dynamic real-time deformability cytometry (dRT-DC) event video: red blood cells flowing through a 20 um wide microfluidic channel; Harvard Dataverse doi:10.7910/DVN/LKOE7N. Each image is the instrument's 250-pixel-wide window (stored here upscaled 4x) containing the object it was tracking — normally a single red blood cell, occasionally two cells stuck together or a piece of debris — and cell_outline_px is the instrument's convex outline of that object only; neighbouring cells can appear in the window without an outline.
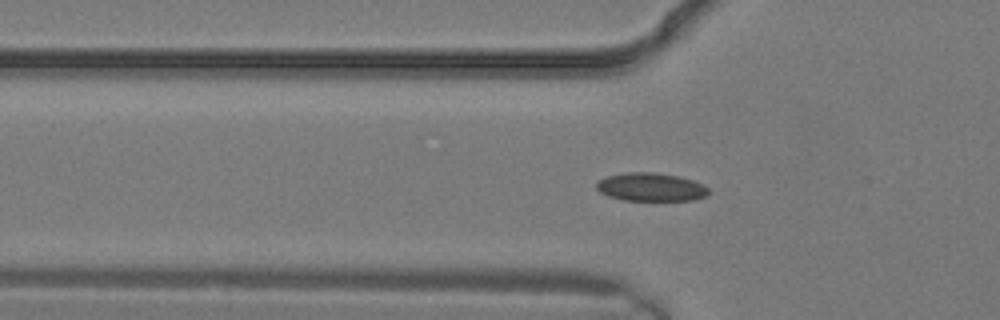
{"species": "common noctule bat (a hibernating species)", "species_latin": "Nyctalus noctula", "temperature_condition": "warm", "stored_images_in_passage": 5, "segment_of_instrument_passage": [2, 2], "camera_frame_rate_fps": 3000, "um_per_image_px": 0.085, "animal": {"sex": "male", "body_mass_g": 19.2, "forearm_length_mm": 51.8}, "frame": {"image": 1, "passage_image": 5, "time_ms": 1.333, "image_size_px": [1000, 320], "cell_outline_px": [[708, 192], [704, 196], [696, 200], [624, 200], [608, 196], [600, 192], [596, 188], [596, 180], [604, 176], [624, 172], [652, 172], [680, 176], [704, 184], [708, 188]], "centroid_in_image_um": [55.28, 15.88], "position_along_channel_um": 70.5, "area_um2": 18.67}}